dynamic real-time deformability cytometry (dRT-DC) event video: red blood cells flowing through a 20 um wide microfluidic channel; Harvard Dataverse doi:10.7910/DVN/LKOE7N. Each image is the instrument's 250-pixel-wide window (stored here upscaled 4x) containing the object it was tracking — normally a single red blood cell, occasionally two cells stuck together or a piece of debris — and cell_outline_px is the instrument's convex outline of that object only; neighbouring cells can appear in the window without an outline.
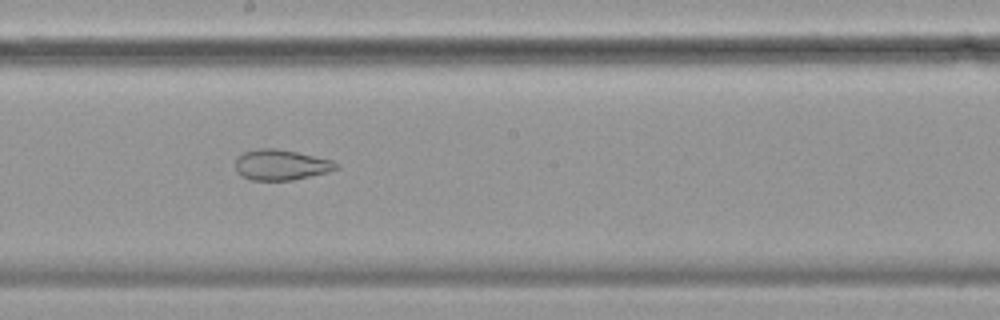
{"species": "common noctule bat (a hibernating species)", "species_latin": "Nyctalus noctula", "temperature_condition": "cold", "stored_images_in_passage": 56, "camera_frame_rate_fps": 3000, "um_per_image_px": 0.085, "animal": {"sex": "female", "body_mass_g": 19.9}, "frame": {"image": 1, "passage_image": 30, "time_ms": 9.667, "image_size_px": [1000, 320], "cell_outline_px": [[340, 168], [328, 172], [292, 180], [252, 180], [240, 176], [236, 172], [236, 160], [244, 152], [256, 148], [276, 148], [296, 152], [332, 160]], "centroid_in_image_um": [23.87, 14.01], "position_along_channel_um": 224.3, "area_um2": 17.86}}
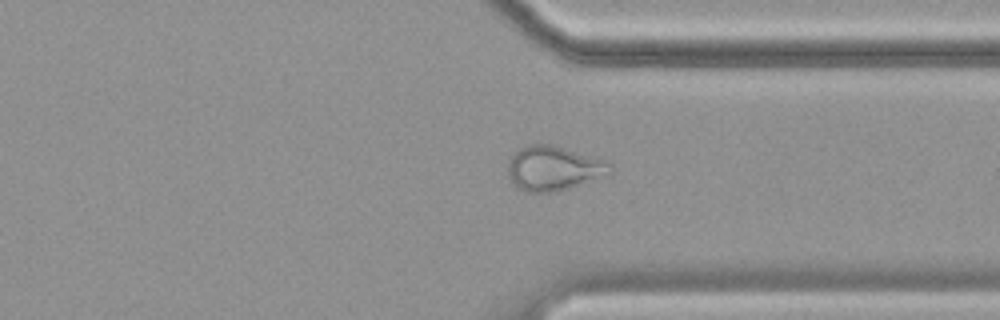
{"frame": {"image": 2, "passage_image": 42, "time_ms": 13.667, "image_size_px": [1000, 320], "cell_outline_px": [[612, 172], [608, 176], [552, 192], [528, 192], [512, 184], [508, 176], [508, 164], [512, 156], [520, 148], [528, 144], [552, 144], [604, 160], [612, 164]], "centroid_in_image_um": [47.07, 14.3], "position_along_channel_um": 364.3, "area_um2": 26.41}}
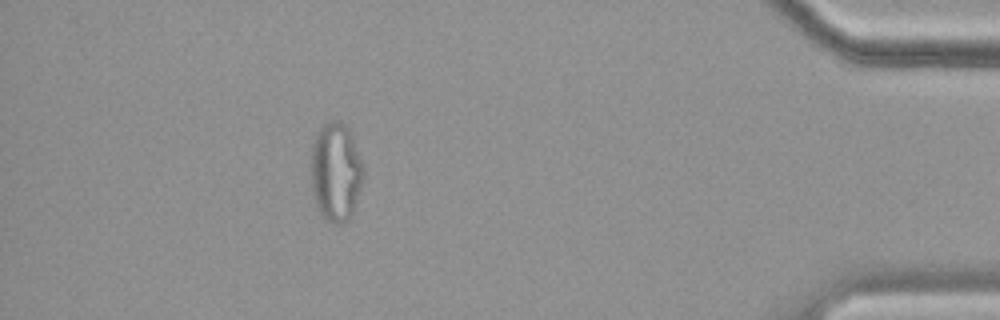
{"frame": {"image": 3, "passage_image": 50, "time_ms": 16.333, "image_size_px": [1000, 320], "cell_outline_px": [[364, 176], [352, 212], [348, 220], [340, 224], [332, 224], [324, 220], [316, 208], [312, 192], [312, 144], [316, 132], [328, 120], [340, 120], [348, 128], [352, 136], [364, 168]], "centroid_in_image_um": [28.53, 14.63], "position_along_channel_um": 406.7, "area_um2": 30.35}, "authors_computed_cell_mechanics": {"area_um2": 27.3394, "velocity_mm_per_s": 3.5013, "shape_relaxation_time_tau1_ms": null, "shape_relaxation_time_tau2_ms": 2.3979, "deformation_change_tau1": null, "deformation_change_tau2": 0.0914}}